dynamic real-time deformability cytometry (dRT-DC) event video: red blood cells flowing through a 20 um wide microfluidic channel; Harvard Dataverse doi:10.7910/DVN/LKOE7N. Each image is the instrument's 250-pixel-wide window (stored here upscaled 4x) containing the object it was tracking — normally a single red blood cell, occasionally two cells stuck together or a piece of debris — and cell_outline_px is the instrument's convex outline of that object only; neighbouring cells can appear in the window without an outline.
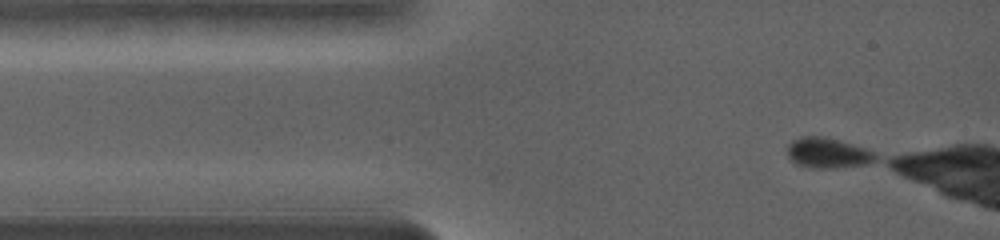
{"species": "common noctule bat (a hibernating species)", "species_latin": "Nyctalus noctula", "temperature_condition": "warm", "stored_images_in_passage": 19, "camera_frame_rate_fps": 5000, "um_per_image_px": 0.085, "animal": {"sex": "female", "body_mass_g": 19.0, "forearm_length_mm": 56.7}, "frame": {"image": 1, "passage_image": 1, "time_ms": 0.0, "image_size_px": [1000, 240], "cell_outline_px": [[872, 160], [856, 164], [800, 164], [788, 152], [788, 148], [796, 140], [804, 136], [816, 136], [836, 140], [860, 148], [868, 152], [872, 156]], "centroid_in_image_um": [70.26, 12.9], "position_along_channel_um": 14.7, "area_um2": 12.66}}
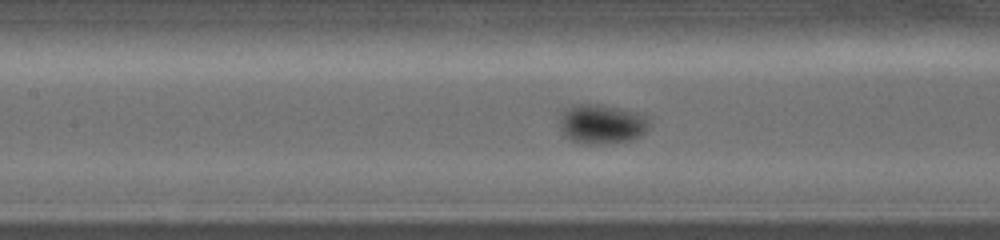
{"frame": {"image": 2, "passage_image": 14, "time_ms": 5.2, "image_size_px": [1000, 240], "cell_outline_px": [[640, 128], [636, 136], [604, 144], [584, 144], [572, 140], [568, 136], [564, 124], [568, 112], [576, 108], [596, 108], [628, 116], [636, 120], [640, 124]], "centroid_in_image_um": [50.94, 10.73], "position_along_channel_um": 156.5, "area_um2": 15.43}}
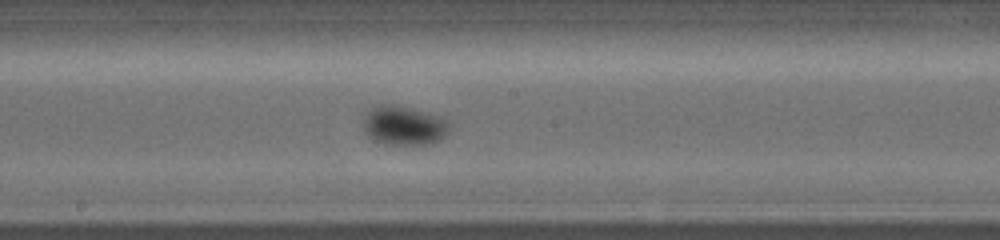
{"frame": {"image": 3, "passage_image": 18, "time_ms": 6.8, "image_size_px": [1000, 240], "cell_outline_px": [[440, 136], [436, 140], [424, 144], [384, 144], [368, 136], [364, 124], [368, 116], [376, 108], [400, 108], [424, 116], [440, 124]], "centroid_in_image_um": [34.08, 10.8], "position_along_channel_um": 214.1, "area_um2": 15.9}}